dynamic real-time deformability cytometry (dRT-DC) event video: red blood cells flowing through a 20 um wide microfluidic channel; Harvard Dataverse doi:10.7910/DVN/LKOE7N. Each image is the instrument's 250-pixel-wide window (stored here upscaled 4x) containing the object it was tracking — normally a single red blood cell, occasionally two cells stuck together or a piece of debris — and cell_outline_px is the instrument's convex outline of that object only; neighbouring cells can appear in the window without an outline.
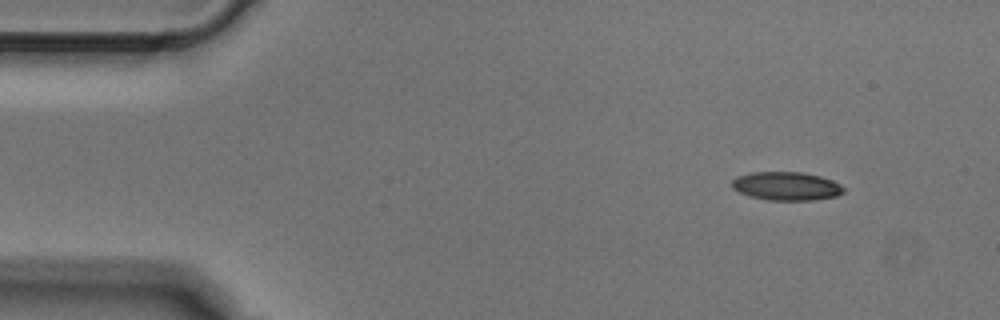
{"species": "Egyptian fruit bat (a non-hibernating species)", "species_latin": "Rousettus aegyptiacus", "temperature_condition": "cold", "stored_images_in_passage": 4, "camera_frame_rate_fps": 3000, "um_per_image_px": 0.085, "animal": {"sex": "male"}, "frame": {"image": 1, "passage_image": 1, "time_ms": 0.0, "image_size_px": [1000, 320], "cell_outline_px": [[848, 188], [844, 192], [836, 196], [812, 200], [768, 200], [752, 196], [740, 192], [732, 188], [732, 180], [736, 176], [752, 172], [800, 172], [820, 176], [832, 180]], "centroid_in_image_um": [66.87, 15.81], "position_along_channel_um": 18.1, "area_um2": 18.55}}
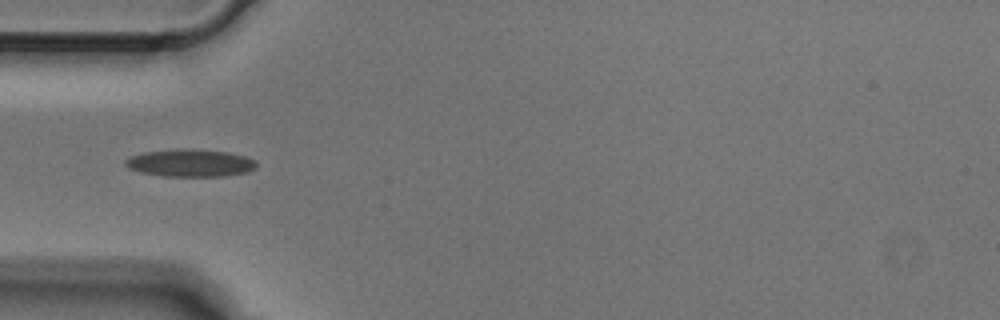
{"frame": {"image": 2, "passage_image": 4, "time_ms": 1.0, "image_size_px": [1000, 320], "cell_outline_px": [[256, 168], [248, 172], [224, 176], [164, 176], [140, 172], [128, 168], [124, 164], [124, 160], [132, 156], [144, 152], [180, 148], [192, 148], [228, 152], [244, 156], [256, 160]], "centroid_in_image_um": [16.18, 13.84], "position_along_channel_um": 68.8, "area_um2": 21.15}}